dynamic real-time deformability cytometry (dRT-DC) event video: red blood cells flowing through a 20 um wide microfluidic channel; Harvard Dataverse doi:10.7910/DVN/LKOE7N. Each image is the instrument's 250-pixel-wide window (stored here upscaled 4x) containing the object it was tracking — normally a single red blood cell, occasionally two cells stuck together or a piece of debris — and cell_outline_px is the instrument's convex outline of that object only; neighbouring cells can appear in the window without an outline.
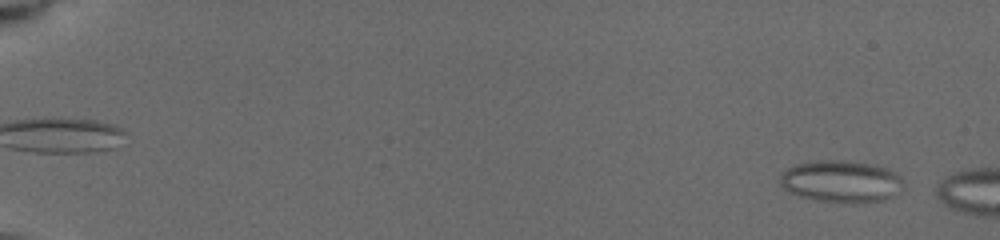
{"species": "common noctule bat (a hibernating species)", "species_latin": "Nyctalus noctula", "temperature_condition": "cold", "stored_images_in_passage": 6, "camera_frame_rate_fps": 3000, "um_per_image_px": 0.085, "animal": {"sex": "female", "body_mass_g": 19.5, "forearm_length_mm": 54.1}, "frame": {"image": 1, "passage_image": 1, "time_ms": 0.0, "image_size_px": [1000, 240], "cell_outline_px": [[904, 188], [900, 192], [884, 200], [860, 204], [852, 204], [816, 200], [800, 196], [784, 188], [780, 184], [780, 176], [788, 168], [796, 164], [820, 160], [836, 160], [868, 164], [888, 168], [896, 172], [900, 176], [904, 184]], "centroid_in_image_um": [71.56, 15.45], "position_along_channel_um": 13.4, "area_um2": 30.35}}